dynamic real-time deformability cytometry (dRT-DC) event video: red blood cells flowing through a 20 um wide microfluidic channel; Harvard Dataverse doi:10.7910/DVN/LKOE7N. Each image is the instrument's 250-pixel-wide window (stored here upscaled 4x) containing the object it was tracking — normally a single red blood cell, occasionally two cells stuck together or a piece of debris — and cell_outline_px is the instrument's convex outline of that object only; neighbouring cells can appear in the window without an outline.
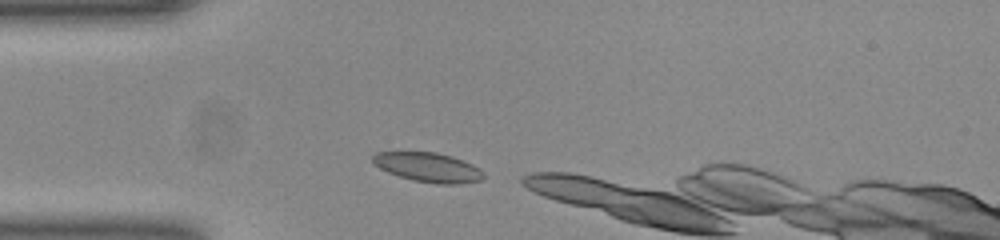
{"species": "common noctule bat (a hibernating species)", "species_latin": "Nyctalus noctula", "temperature_condition": "room temperature", "stored_images_in_passage": 7, "camera_frame_rate_fps": 3000, "um_per_image_px": 0.085, "animal": {"sex": "female", "body_mass_g": 23.0, "forearm_length_mm": 53.4}, "frame": {"image": 1, "passage_image": 2, "time_ms": 0.333, "image_size_px": [1000, 240], "cell_outline_px": [[484, 176], [480, 180], [456, 184], [436, 184], [412, 180], [388, 172], [380, 168], [372, 160], [372, 156], [376, 152], [436, 152], [452, 156], [472, 164], [480, 168], [484, 172]], "centroid_in_image_um": [36.41, 14.22], "position_along_channel_um": 48.6, "area_um2": 18.9}}